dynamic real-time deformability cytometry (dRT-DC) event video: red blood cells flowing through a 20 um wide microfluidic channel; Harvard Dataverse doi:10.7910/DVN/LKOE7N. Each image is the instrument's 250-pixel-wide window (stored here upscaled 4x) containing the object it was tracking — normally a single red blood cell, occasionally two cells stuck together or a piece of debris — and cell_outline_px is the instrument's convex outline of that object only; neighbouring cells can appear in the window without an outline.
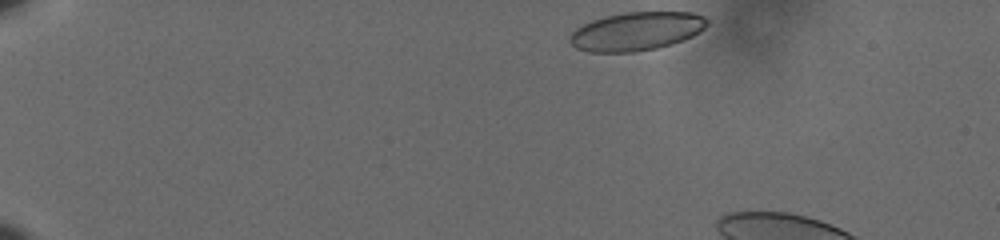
{"species": "human", "species_latin": "Homo sapiens", "temperature_condition": "cold", "stored_images_in_passage": 9, "camera_frame_rate_fps": 3000, "um_per_image_px": 0.085, "donor": {"sex": "male"}, "frame": {"image": 1, "passage_image": 1, "time_ms": 0.0, "image_size_px": [1000, 240], "cell_outline_px": [[708, 24], [700, 32], [692, 36], [656, 48], [632, 52], [588, 52], [576, 48], [568, 40], [572, 32], [576, 28], [592, 20], [604, 16], [624, 12], [692, 12], [704, 16], [708, 20]], "centroid_in_image_um": [54.08, 2.65], "position_along_channel_um": 30.9, "area_um2": 30.69}}